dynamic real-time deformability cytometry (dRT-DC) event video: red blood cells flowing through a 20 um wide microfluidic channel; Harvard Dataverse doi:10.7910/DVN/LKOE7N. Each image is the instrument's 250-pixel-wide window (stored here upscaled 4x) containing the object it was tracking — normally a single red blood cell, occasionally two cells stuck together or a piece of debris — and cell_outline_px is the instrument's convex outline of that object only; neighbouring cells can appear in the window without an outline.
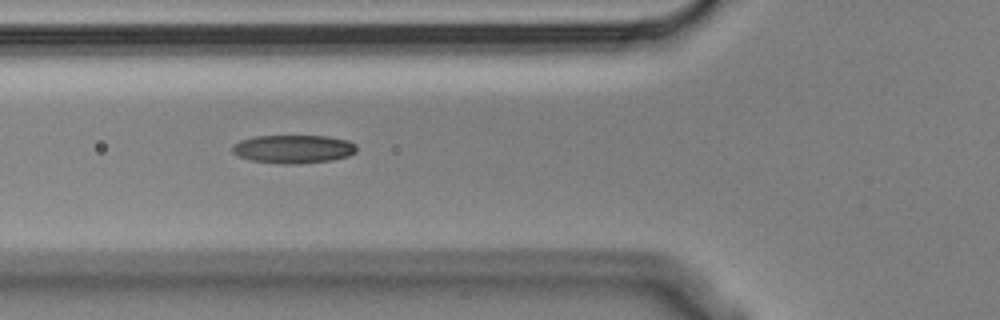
{"species": "Egyptian fruit bat (a non-hibernating species)", "species_latin": "Rousettus aegyptiacus", "temperature_condition": "cold", "stored_images_in_passage": 14, "camera_frame_rate_fps": 3000, "um_per_image_px": 0.085, "animal": {"sex": "male"}, "frame": {"image": 1, "passage_image": 5, "time_ms": 1.333, "image_size_px": [1000, 320], "cell_outline_px": [[356, 152], [348, 156], [332, 160], [296, 164], [288, 164], [252, 160], [236, 156], [232, 152], [232, 144], [240, 140], [256, 136], [328, 136], [348, 140], [356, 144]], "centroid_in_image_um": [24.93, 12.66], "position_along_channel_um": 100.9, "area_um2": 20.58}}
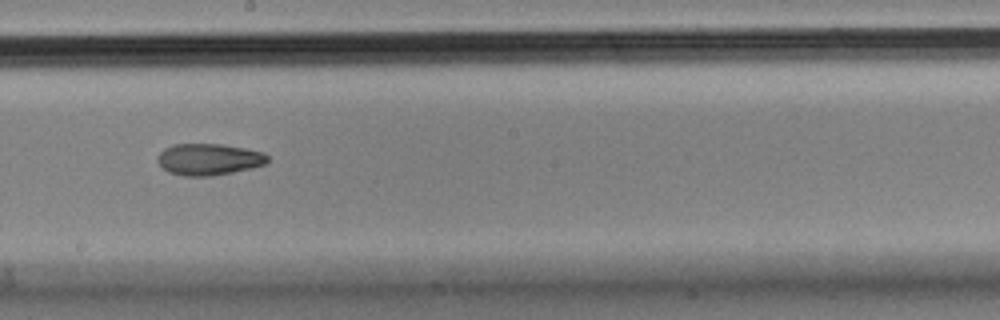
{"frame": {"image": 2, "passage_image": 8, "time_ms": 2.333, "image_size_px": [1000, 320], "cell_outline_px": [[268, 160], [264, 164], [252, 168], [212, 176], [184, 176], [168, 172], [156, 160], [156, 156], [164, 148], [172, 144], [224, 144], [264, 152], [268, 156]], "centroid_in_image_um": [17.73, 13.54], "position_along_channel_um": 230.5, "area_um2": 20.35}}
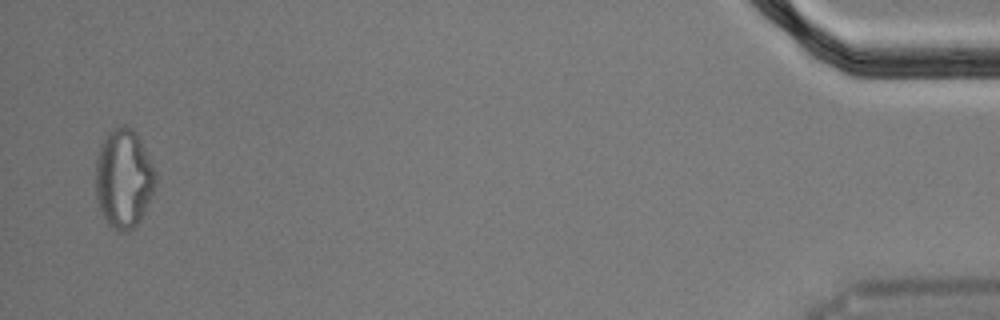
{"frame": {"image": 3, "passage_image": 14, "time_ms": 4.333, "image_size_px": [1000, 320], "cell_outline_px": [[156, 184], [140, 220], [132, 228], [124, 232], [120, 232], [108, 224], [104, 220], [100, 212], [96, 200], [96, 160], [100, 144], [108, 132], [112, 128], [124, 124], [132, 128], [136, 132], [156, 172]], "centroid_in_image_um": [10.49, 15.16], "position_along_channel_um": 424.7, "area_um2": 34.62}}